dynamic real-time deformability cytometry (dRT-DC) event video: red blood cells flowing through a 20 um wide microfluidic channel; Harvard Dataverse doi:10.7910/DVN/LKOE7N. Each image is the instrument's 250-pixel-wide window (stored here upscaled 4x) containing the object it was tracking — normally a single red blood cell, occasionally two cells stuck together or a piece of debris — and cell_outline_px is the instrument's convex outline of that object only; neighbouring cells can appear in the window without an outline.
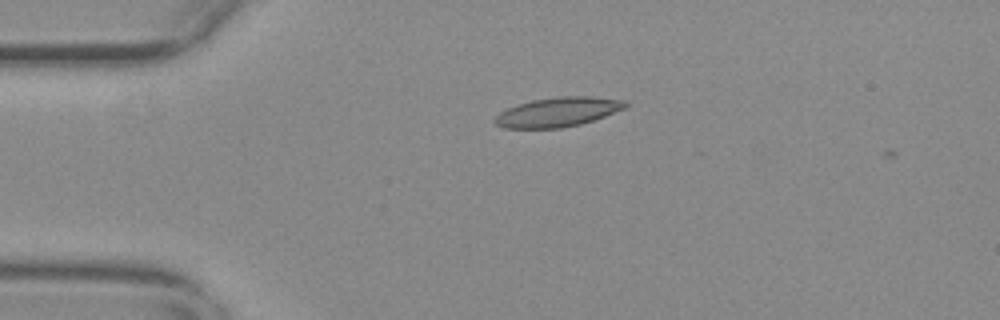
{"species": "common noctule bat (a hibernating species)", "species_latin": "Nyctalus noctula", "temperature_condition": "warm", "stored_images_in_passage": 5, "camera_frame_rate_fps": 3000, "um_per_image_px": 0.085, "animal": {"sex": "female", "body_mass_g": 29.2, "forearm_length_mm": 56.3}, "frame": {"image": 1, "passage_image": 4, "time_ms": 1.0, "image_size_px": [1000, 320], "cell_outline_px": [[628, 104], [624, 108], [604, 116], [580, 124], [560, 128], [504, 128], [496, 124], [492, 120], [500, 112], [516, 104], [532, 100], [556, 96], [592, 96], [628, 100]], "centroid_in_image_um": [47.41, 9.51], "position_along_channel_um": 37.6, "area_um2": 22.43}}